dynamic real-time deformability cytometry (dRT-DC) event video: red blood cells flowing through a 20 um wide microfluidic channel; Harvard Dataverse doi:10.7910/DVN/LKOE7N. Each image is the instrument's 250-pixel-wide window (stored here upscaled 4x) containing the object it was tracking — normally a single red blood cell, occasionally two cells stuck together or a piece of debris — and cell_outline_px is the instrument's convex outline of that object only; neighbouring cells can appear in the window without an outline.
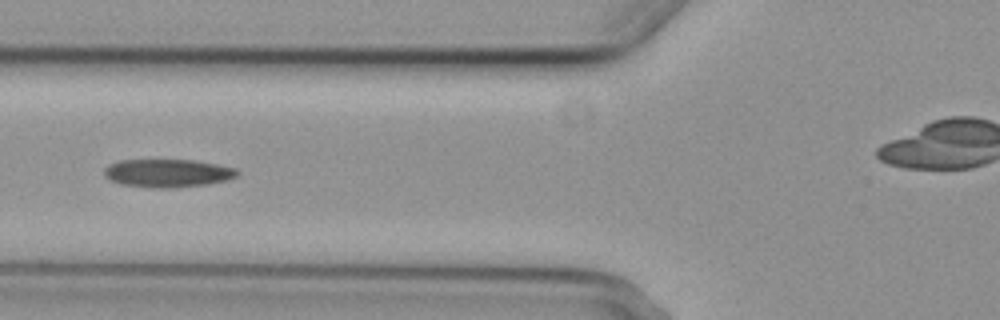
{"species": "common noctule bat (a hibernating species)", "species_latin": "Nyctalus noctula", "temperature_condition": "cold", "stored_images_in_passage": 7, "camera_frame_rate_fps": 3000, "um_per_image_px": 0.085, "animal": {"sex": "female", "body_mass_g": 29.2, "forearm_length_mm": 56.3}, "frame": {"image": 1, "passage_image": 5, "time_ms": 5.667, "image_size_px": [1000, 320], "cell_outline_px": [[240, 172], [236, 176], [228, 180], [204, 184], [172, 188], [156, 188], [120, 184], [104, 176], [104, 168], [108, 164], [120, 160], [196, 160], [236, 168]], "centroid_in_image_um": [14.24, 14.71], "position_along_channel_um": 111.6, "area_um2": 21.79}}
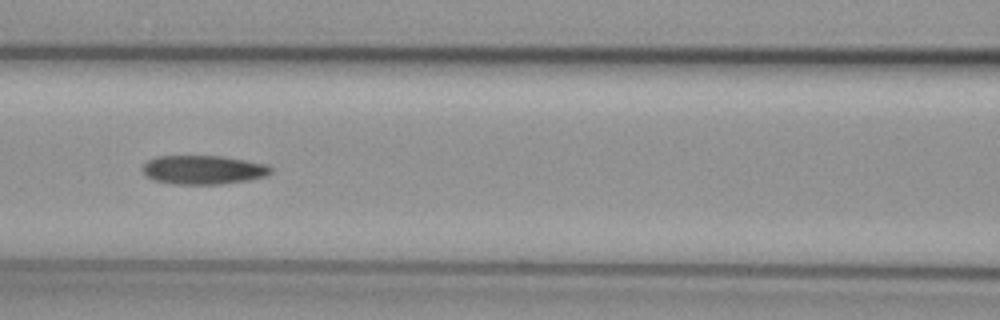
{"frame": {"image": 2, "passage_image": 6, "time_ms": 6.667, "image_size_px": [1000, 320], "cell_outline_px": [[272, 172], [268, 176], [248, 180], [220, 184], [172, 184], [152, 180], [144, 172], [144, 164], [148, 160], [156, 156], [220, 156], [268, 164], [272, 168]], "centroid_in_image_um": [17.31, 14.44], "position_along_channel_um": 149.3, "area_um2": 21.62}}
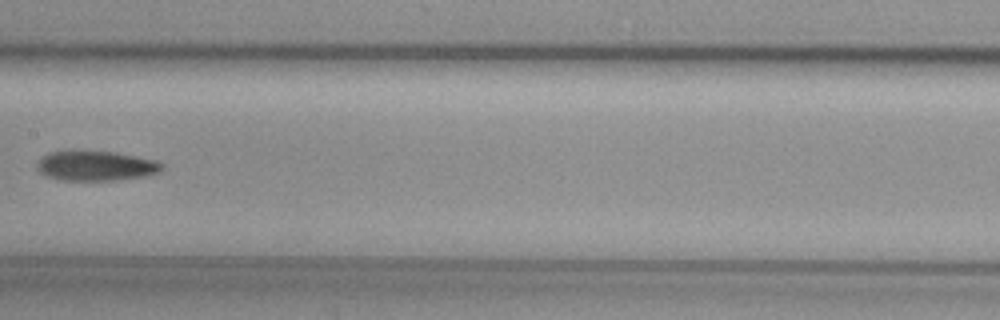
{"frame": {"image": 3, "passage_image": 7, "time_ms": 8.0, "image_size_px": [1000, 320], "cell_outline_px": [[164, 168], [160, 172], [148, 176], [116, 180], [56, 180], [40, 172], [36, 168], [36, 164], [48, 152], [72, 148], [116, 152], [156, 160], [164, 164]], "centroid_in_image_um": [8.15, 14.06], "position_along_channel_um": 199.3, "area_um2": 22.6}}